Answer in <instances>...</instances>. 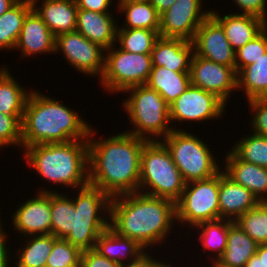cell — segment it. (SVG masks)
Returning <instances> with one entry per match:
<instances>
[{"label":"cell","instance_id":"6da1fadb","mask_svg":"<svg viewBox=\"0 0 267 267\" xmlns=\"http://www.w3.org/2000/svg\"><path fill=\"white\" fill-rule=\"evenodd\" d=\"M94 130L88 138L89 184L110 198L138 192L141 152L148 141L125 131L96 139Z\"/></svg>","mask_w":267,"mask_h":267},{"label":"cell","instance_id":"7a4b0ae2","mask_svg":"<svg viewBox=\"0 0 267 267\" xmlns=\"http://www.w3.org/2000/svg\"><path fill=\"white\" fill-rule=\"evenodd\" d=\"M174 224L176 203L172 200L139 191L110 200L109 227L120 236L136 240L146 251L165 242L176 228Z\"/></svg>","mask_w":267,"mask_h":267},{"label":"cell","instance_id":"3957f363","mask_svg":"<svg viewBox=\"0 0 267 267\" xmlns=\"http://www.w3.org/2000/svg\"><path fill=\"white\" fill-rule=\"evenodd\" d=\"M74 109L38 90H31L22 125L23 149L36 144L65 143L89 138L90 129Z\"/></svg>","mask_w":267,"mask_h":267},{"label":"cell","instance_id":"277c9868","mask_svg":"<svg viewBox=\"0 0 267 267\" xmlns=\"http://www.w3.org/2000/svg\"><path fill=\"white\" fill-rule=\"evenodd\" d=\"M23 156L42 179L75 191L89 184L88 139L36 144Z\"/></svg>","mask_w":267,"mask_h":267},{"label":"cell","instance_id":"5b68a950","mask_svg":"<svg viewBox=\"0 0 267 267\" xmlns=\"http://www.w3.org/2000/svg\"><path fill=\"white\" fill-rule=\"evenodd\" d=\"M124 92L130 97L122 101V106L133 125V129L126 131L127 133L147 141H161L172 130H181L170 125L169 105L157 91L140 85Z\"/></svg>","mask_w":267,"mask_h":267},{"label":"cell","instance_id":"8992f818","mask_svg":"<svg viewBox=\"0 0 267 267\" xmlns=\"http://www.w3.org/2000/svg\"><path fill=\"white\" fill-rule=\"evenodd\" d=\"M76 193L71 232L64 239L82 251L94 249L99 235L109 227L111 198L90 184Z\"/></svg>","mask_w":267,"mask_h":267},{"label":"cell","instance_id":"52a82bcc","mask_svg":"<svg viewBox=\"0 0 267 267\" xmlns=\"http://www.w3.org/2000/svg\"><path fill=\"white\" fill-rule=\"evenodd\" d=\"M185 185L167 147L161 141H148L141 152L139 192L176 203Z\"/></svg>","mask_w":267,"mask_h":267},{"label":"cell","instance_id":"ba28073f","mask_svg":"<svg viewBox=\"0 0 267 267\" xmlns=\"http://www.w3.org/2000/svg\"><path fill=\"white\" fill-rule=\"evenodd\" d=\"M161 142L169 150L172 159L186 183L204 180L217 175L223 164L205 144V140L183 130H172Z\"/></svg>","mask_w":267,"mask_h":267},{"label":"cell","instance_id":"9c48e42d","mask_svg":"<svg viewBox=\"0 0 267 267\" xmlns=\"http://www.w3.org/2000/svg\"><path fill=\"white\" fill-rule=\"evenodd\" d=\"M151 69V54L129 53L114 44L105 50V68L99 81L104 91L120 94L130 87L145 85Z\"/></svg>","mask_w":267,"mask_h":267},{"label":"cell","instance_id":"30bf717a","mask_svg":"<svg viewBox=\"0 0 267 267\" xmlns=\"http://www.w3.org/2000/svg\"><path fill=\"white\" fill-rule=\"evenodd\" d=\"M219 219V173L214 177L186 183L176 202V223L195 225Z\"/></svg>","mask_w":267,"mask_h":267},{"label":"cell","instance_id":"8fae6325","mask_svg":"<svg viewBox=\"0 0 267 267\" xmlns=\"http://www.w3.org/2000/svg\"><path fill=\"white\" fill-rule=\"evenodd\" d=\"M105 50L77 31L55 37V54L62 52L67 63L81 74L100 79L105 68ZM100 76V77H99Z\"/></svg>","mask_w":267,"mask_h":267},{"label":"cell","instance_id":"7c38bea8","mask_svg":"<svg viewBox=\"0 0 267 267\" xmlns=\"http://www.w3.org/2000/svg\"><path fill=\"white\" fill-rule=\"evenodd\" d=\"M226 105L215 94L190 85L173 103L169 105L170 121L199 122L221 119Z\"/></svg>","mask_w":267,"mask_h":267},{"label":"cell","instance_id":"4fadbf2b","mask_svg":"<svg viewBox=\"0 0 267 267\" xmlns=\"http://www.w3.org/2000/svg\"><path fill=\"white\" fill-rule=\"evenodd\" d=\"M202 0H176L160 14L159 36L192 41L198 27L211 15L205 11Z\"/></svg>","mask_w":267,"mask_h":267},{"label":"cell","instance_id":"5bb4252c","mask_svg":"<svg viewBox=\"0 0 267 267\" xmlns=\"http://www.w3.org/2000/svg\"><path fill=\"white\" fill-rule=\"evenodd\" d=\"M191 85L215 94L228 104L232 91L237 89L235 66H226L193 53L190 63Z\"/></svg>","mask_w":267,"mask_h":267},{"label":"cell","instance_id":"9a60e30c","mask_svg":"<svg viewBox=\"0 0 267 267\" xmlns=\"http://www.w3.org/2000/svg\"><path fill=\"white\" fill-rule=\"evenodd\" d=\"M26 200L12 214L13 229L24 237L52 234L51 191Z\"/></svg>","mask_w":267,"mask_h":267},{"label":"cell","instance_id":"2e32d148","mask_svg":"<svg viewBox=\"0 0 267 267\" xmlns=\"http://www.w3.org/2000/svg\"><path fill=\"white\" fill-rule=\"evenodd\" d=\"M191 42L195 55L226 66H235V51L222 26L211 15L198 27Z\"/></svg>","mask_w":267,"mask_h":267},{"label":"cell","instance_id":"e0dca14e","mask_svg":"<svg viewBox=\"0 0 267 267\" xmlns=\"http://www.w3.org/2000/svg\"><path fill=\"white\" fill-rule=\"evenodd\" d=\"M15 49L21 51L22 58L55 53V36L34 9L24 20Z\"/></svg>","mask_w":267,"mask_h":267},{"label":"cell","instance_id":"ac0fdd59","mask_svg":"<svg viewBox=\"0 0 267 267\" xmlns=\"http://www.w3.org/2000/svg\"><path fill=\"white\" fill-rule=\"evenodd\" d=\"M259 202L251 191L235 183L223 169L219 172V219L236 221Z\"/></svg>","mask_w":267,"mask_h":267},{"label":"cell","instance_id":"d6986e66","mask_svg":"<svg viewBox=\"0 0 267 267\" xmlns=\"http://www.w3.org/2000/svg\"><path fill=\"white\" fill-rule=\"evenodd\" d=\"M224 160V173L235 183L247 188L262 202L267 201V168L240 160L230 149Z\"/></svg>","mask_w":267,"mask_h":267},{"label":"cell","instance_id":"ffe728a7","mask_svg":"<svg viewBox=\"0 0 267 267\" xmlns=\"http://www.w3.org/2000/svg\"><path fill=\"white\" fill-rule=\"evenodd\" d=\"M193 53L190 41L159 37L151 51L152 66H161L174 72H190Z\"/></svg>","mask_w":267,"mask_h":267},{"label":"cell","instance_id":"44dd1931","mask_svg":"<svg viewBox=\"0 0 267 267\" xmlns=\"http://www.w3.org/2000/svg\"><path fill=\"white\" fill-rule=\"evenodd\" d=\"M118 21L113 13H98L90 10H78L76 31L91 42L108 49L116 44Z\"/></svg>","mask_w":267,"mask_h":267},{"label":"cell","instance_id":"7402d4cb","mask_svg":"<svg viewBox=\"0 0 267 267\" xmlns=\"http://www.w3.org/2000/svg\"><path fill=\"white\" fill-rule=\"evenodd\" d=\"M32 7L56 37L76 31V0H31ZM37 5V6H36Z\"/></svg>","mask_w":267,"mask_h":267},{"label":"cell","instance_id":"603a6c76","mask_svg":"<svg viewBox=\"0 0 267 267\" xmlns=\"http://www.w3.org/2000/svg\"><path fill=\"white\" fill-rule=\"evenodd\" d=\"M220 14L219 11H211V16L222 26L234 51L253 40L267 27L265 21L254 16L234 12L224 16Z\"/></svg>","mask_w":267,"mask_h":267},{"label":"cell","instance_id":"cb8c5ba5","mask_svg":"<svg viewBox=\"0 0 267 267\" xmlns=\"http://www.w3.org/2000/svg\"><path fill=\"white\" fill-rule=\"evenodd\" d=\"M94 250L118 264L133 262L147 252L136 240L120 236L110 227L99 235Z\"/></svg>","mask_w":267,"mask_h":267},{"label":"cell","instance_id":"d4e9b609","mask_svg":"<svg viewBox=\"0 0 267 267\" xmlns=\"http://www.w3.org/2000/svg\"><path fill=\"white\" fill-rule=\"evenodd\" d=\"M258 244L234 222L229 227L227 246L223 255L212 267H245L256 254Z\"/></svg>","mask_w":267,"mask_h":267},{"label":"cell","instance_id":"484cf974","mask_svg":"<svg viewBox=\"0 0 267 267\" xmlns=\"http://www.w3.org/2000/svg\"><path fill=\"white\" fill-rule=\"evenodd\" d=\"M145 85L157 91L170 105L191 85L190 72H174L161 66H152Z\"/></svg>","mask_w":267,"mask_h":267},{"label":"cell","instance_id":"4316f807","mask_svg":"<svg viewBox=\"0 0 267 267\" xmlns=\"http://www.w3.org/2000/svg\"><path fill=\"white\" fill-rule=\"evenodd\" d=\"M5 66H0V112L6 115H24L31 93L21 86Z\"/></svg>","mask_w":267,"mask_h":267},{"label":"cell","instance_id":"83f0119b","mask_svg":"<svg viewBox=\"0 0 267 267\" xmlns=\"http://www.w3.org/2000/svg\"><path fill=\"white\" fill-rule=\"evenodd\" d=\"M235 221H231L229 219H217L212 221L201 222L195 225L193 228H198L199 235V243H201V248H203L204 252L206 250L213 251V257L210 259V264L213 265L217 262V260L223 255L226 246H227V236L229 232V227Z\"/></svg>","mask_w":267,"mask_h":267},{"label":"cell","instance_id":"f1b7e54d","mask_svg":"<svg viewBox=\"0 0 267 267\" xmlns=\"http://www.w3.org/2000/svg\"><path fill=\"white\" fill-rule=\"evenodd\" d=\"M33 9L31 0H19L0 16V49L14 50L27 14Z\"/></svg>","mask_w":267,"mask_h":267},{"label":"cell","instance_id":"f546056e","mask_svg":"<svg viewBox=\"0 0 267 267\" xmlns=\"http://www.w3.org/2000/svg\"><path fill=\"white\" fill-rule=\"evenodd\" d=\"M237 89L246 93L247 101L267 96V52L237 73Z\"/></svg>","mask_w":267,"mask_h":267},{"label":"cell","instance_id":"4dcf8cb0","mask_svg":"<svg viewBox=\"0 0 267 267\" xmlns=\"http://www.w3.org/2000/svg\"><path fill=\"white\" fill-rule=\"evenodd\" d=\"M29 238V240H28ZM26 244L18 248L15 267H43L52 252L56 237L52 234L27 236ZM22 249V250H20Z\"/></svg>","mask_w":267,"mask_h":267},{"label":"cell","instance_id":"1f68e13d","mask_svg":"<svg viewBox=\"0 0 267 267\" xmlns=\"http://www.w3.org/2000/svg\"><path fill=\"white\" fill-rule=\"evenodd\" d=\"M118 12L124 14V26L118 28L127 29H148L159 31L160 14L155 10L150 2L127 3L116 5Z\"/></svg>","mask_w":267,"mask_h":267},{"label":"cell","instance_id":"d6a6232c","mask_svg":"<svg viewBox=\"0 0 267 267\" xmlns=\"http://www.w3.org/2000/svg\"><path fill=\"white\" fill-rule=\"evenodd\" d=\"M39 192L51 191L52 235L56 238H65L71 232L72 211H74L73 198L58 191L38 189ZM70 197V198H69Z\"/></svg>","mask_w":267,"mask_h":267},{"label":"cell","instance_id":"836d02e7","mask_svg":"<svg viewBox=\"0 0 267 267\" xmlns=\"http://www.w3.org/2000/svg\"><path fill=\"white\" fill-rule=\"evenodd\" d=\"M159 31L148 29L118 28L116 43L119 48L129 53L151 54Z\"/></svg>","mask_w":267,"mask_h":267},{"label":"cell","instance_id":"e575fe53","mask_svg":"<svg viewBox=\"0 0 267 267\" xmlns=\"http://www.w3.org/2000/svg\"><path fill=\"white\" fill-rule=\"evenodd\" d=\"M230 149L240 160L267 168V136L251 133Z\"/></svg>","mask_w":267,"mask_h":267},{"label":"cell","instance_id":"d590c367","mask_svg":"<svg viewBox=\"0 0 267 267\" xmlns=\"http://www.w3.org/2000/svg\"><path fill=\"white\" fill-rule=\"evenodd\" d=\"M235 222L258 245L267 244V201L259 202Z\"/></svg>","mask_w":267,"mask_h":267},{"label":"cell","instance_id":"8d00e7d4","mask_svg":"<svg viewBox=\"0 0 267 267\" xmlns=\"http://www.w3.org/2000/svg\"><path fill=\"white\" fill-rule=\"evenodd\" d=\"M82 250L64 238H56L46 265L51 267H80Z\"/></svg>","mask_w":267,"mask_h":267},{"label":"cell","instance_id":"74e56055","mask_svg":"<svg viewBox=\"0 0 267 267\" xmlns=\"http://www.w3.org/2000/svg\"><path fill=\"white\" fill-rule=\"evenodd\" d=\"M267 52V27L253 40L235 51V71L256 62Z\"/></svg>","mask_w":267,"mask_h":267},{"label":"cell","instance_id":"f35d334b","mask_svg":"<svg viewBox=\"0 0 267 267\" xmlns=\"http://www.w3.org/2000/svg\"><path fill=\"white\" fill-rule=\"evenodd\" d=\"M22 119L23 115H6L0 112L1 148L10 145L22 148Z\"/></svg>","mask_w":267,"mask_h":267},{"label":"cell","instance_id":"ab89813d","mask_svg":"<svg viewBox=\"0 0 267 267\" xmlns=\"http://www.w3.org/2000/svg\"><path fill=\"white\" fill-rule=\"evenodd\" d=\"M251 108L252 118L250 127L253 133L267 136V96L251 99L248 101Z\"/></svg>","mask_w":267,"mask_h":267},{"label":"cell","instance_id":"60d3db41","mask_svg":"<svg viewBox=\"0 0 267 267\" xmlns=\"http://www.w3.org/2000/svg\"><path fill=\"white\" fill-rule=\"evenodd\" d=\"M240 14L257 17L267 23V0H233Z\"/></svg>","mask_w":267,"mask_h":267},{"label":"cell","instance_id":"b9f144b4","mask_svg":"<svg viewBox=\"0 0 267 267\" xmlns=\"http://www.w3.org/2000/svg\"><path fill=\"white\" fill-rule=\"evenodd\" d=\"M120 264L100 255L94 249L84 250L80 267H119Z\"/></svg>","mask_w":267,"mask_h":267},{"label":"cell","instance_id":"7bdbcfd3","mask_svg":"<svg viewBox=\"0 0 267 267\" xmlns=\"http://www.w3.org/2000/svg\"><path fill=\"white\" fill-rule=\"evenodd\" d=\"M78 10H90L98 13H111L113 0H76ZM113 4V5H112Z\"/></svg>","mask_w":267,"mask_h":267},{"label":"cell","instance_id":"ee69618b","mask_svg":"<svg viewBox=\"0 0 267 267\" xmlns=\"http://www.w3.org/2000/svg\"><path fill=\"white\" fill-rule=\"evenodd\" d=\"M3 225L0 226V267H11L12 265L10 260L13 259L12 252H10L11 248L8 249L9 246H6L7 238L9 237L6 232L3 230ZM11 257V258H10Z\"/></svg>","mask_w":267,"mask_h":267},{"label":"cell","instance_id":"f6af8a7d","mask_svg":"<svg viewBox=\"0 0 267 267\" xmlns=\"http://www.w3.org/2000/svg\"><path fill=\"white\" fill-rule=\"evenodd\" d=\"M245 267H265L263 261V244H259L254 254L245 264Z\"/></svg>","mask_w":267,"mask_h":267},{"label":"cell","instance_id":"bcb514c9","mask_svg":"<svg viewBox=\"0 0 267 267\" xmlns=\"http://www.w3.org/2000/svg\"><path fill=\"white\" fill-rule=\"evenodd\" d=\"M150 254L151 253L146 252L139 259H137L133 262H130V263L120 264L119 267H150Z\"/></svg>","mask_w":267,"mask_h":267},{"label":"cell","instance_id":"7dc6e473","mask_svg":"<svg viewBox=\"0 0 267 267\" xmlns=\"http://www.w3.org/2000/svg\"><path fill=\"white\" fill-rule=\"evenodd\" d=\"M176 0H151L150 3L151 5L155 8V10L159 13L162 14L164 11L169 9Z\"/></svg>","mask_w":267,"mask_h":267},{"label":"cell","instance_id":"c3c4849f","mask_svg":"<svg viewBox=\"0 0 267 267\" xmlns=\"http://www.w3.org/2000/svg\"><path fill=\"white\" fill-rule=\"evenodd\" d=\"M19 0H0V16L11 9Z\"/></svg>","mask_w":267,"mask_h":267},{"label":"cell","instance_id":"681fc988","mask_svg":"<svg viewBox=\"0 0 267 267\" xmlns=\"http://www.w3.org/2000/svg\"><path fill=\"white\" fill-rule=\"evenodd\" d=\"M150 267H172L171 264L165 263V261L158 260L157 258H153L152 255H150Z\"/></svg>","mask_w":267,"mask_h":267},{"label":"cell","instance_id":"f907efd6","mask_svg":"<svg viewBox=\"0 0 267 267\" xmlns=\"http://www.w3.org/2000/svg\"><path fill=\"white\" fill-rule=\"evenodd\" d=\"M117 4H127V3H145L151 0H116Z\"/></svg>","mask_w":267,"mask_h":267},{"label":"cell","instance_id":"816d5d0a","mask_svg":"<svg viewBox=\"0 0 267 267\" xmlns=\"http://www.w3.org/2000/svg\"><path fill=\"white\" fill-rule=\"evenodd\" d=\"M263 261L265 267H267V244H263Z\"/></svg>","mask_w":267,"mask_h":267},{"label":"cell","instance_id":"f5cc1de1","mask_svg":"<svg viewBox=\"0 0 267 267\" xmlns=\"http://www.w3.org/2000/svg\"><path fill=\"white\" fill-rule=\"evenodd\" d=\"M1 209V208H0ZM1 213V212H0ZM0 216H1V214H0ZM2 225V222H1V217H0V226Z\"/></svg>","mask_w":267,"mask_h":267}]
</instances>
